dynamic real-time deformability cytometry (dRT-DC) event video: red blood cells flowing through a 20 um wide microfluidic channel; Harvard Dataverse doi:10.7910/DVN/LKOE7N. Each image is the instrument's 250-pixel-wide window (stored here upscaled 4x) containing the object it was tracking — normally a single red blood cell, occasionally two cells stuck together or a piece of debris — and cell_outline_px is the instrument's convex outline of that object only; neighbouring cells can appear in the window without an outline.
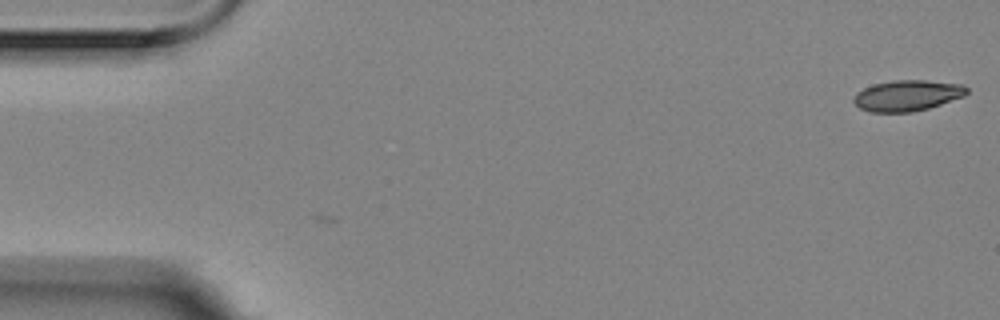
{"species": "Egyptian fruit bat (a non-hibernating species)", "species_latin": "Rousettus aegyptiacus", "temperature_condition": "room temperature", "stored_images_in_passage": 2, "camera_frame_rate_fps": 3000, "um_per_image_px": 0.085, "animal": {"sex": "female"}, "frame": {"image": 1, "passage_image": 2, "time_ms": 0.333, "image_size_px": [1000, 320], "cell_outline_px": [[968, 92], [964, 96], [928, 108], [912, 112], [868, 112], [860, 108], [852, 100], [856, 92], [872, 84], [892, 80], [924, 80], [964, 84], [968, 88]], "centroid_in_image_um": [77.11, 8.11], "position_along_channel_um": 7.9, "area_um2": 20.46}}